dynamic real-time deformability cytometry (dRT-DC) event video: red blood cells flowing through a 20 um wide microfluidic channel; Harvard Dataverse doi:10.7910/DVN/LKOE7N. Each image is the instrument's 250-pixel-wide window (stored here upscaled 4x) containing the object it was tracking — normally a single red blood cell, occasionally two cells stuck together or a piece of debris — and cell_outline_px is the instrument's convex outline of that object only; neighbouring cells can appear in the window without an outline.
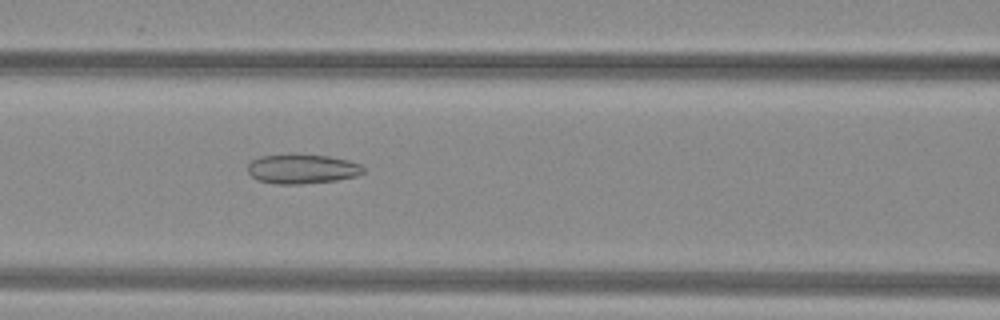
{"species": "common noctule bat (a hibernating species)", "species_latin": "Nyctalus noctula", "temperature_condition": "warm", "stored_images_in_passage": 50, "camera_frame_rate_fps": 3000, "um_per_image_px": 0.085, "animal": {"sex": "female", "body_mass_g": 29.2, "forearm_length_mm": 56.3}, "frame": {"image": 1, "passage_image": 21, "time_ms": 6.667, "image_size_px": [1000, 320], "cell_outline_px": [[364, 172], [356, 176], [336, 180], [300, 184], [276, 184], [256, 180], [248, 172], [248, 164], [252, 160], [260, 156], [328, 156], [348, 160], [360, 164], [364, 168]], "centroid_in_image_um": [25.68, 14.39], "position_along_channel_um": 140.9, "area_um2": 19.36}}
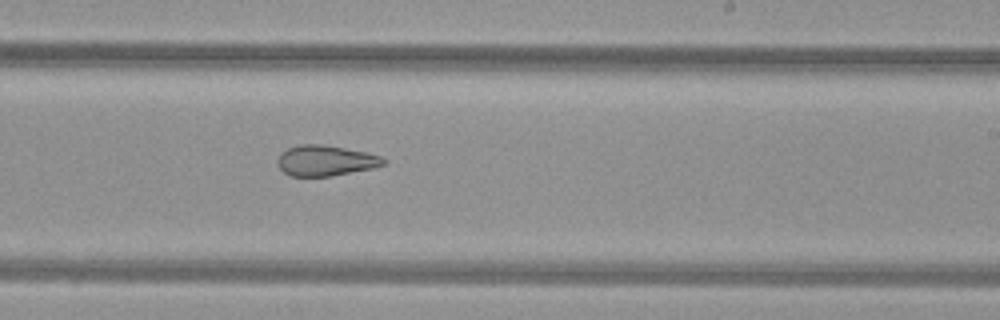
{"frame": {"image": 2, "passage_image": 30, "time_ms": 9.667, "image_size_px": [1000, 320], "cell_outline_px": [[388, 160], [384, 164], [372, 168], [332, 176], [288, 176], [280, 168], [276, 160], [280, 152], [288, 148], [300, 144], [324, 144], [364, 152], [380, 156]], "centroid_in_image_um": [27.63, 13.65], "position_along_channel_um": 261.4, "area_um2": 18.9}}
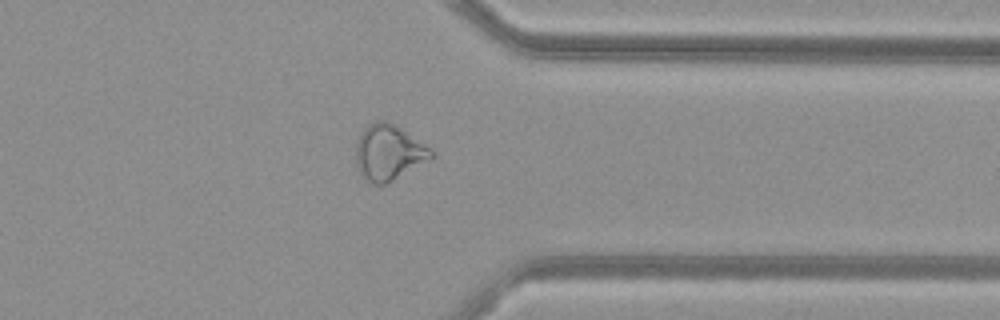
{"frame": {"image": 3, "passage_image": 39, "time_ms": 12.667, "image_size_px": [1000, 320], "cell_outline_px": [[436, 156], [392, 180], [384, 184], [372, 184], [364, 180], [356, 164], [356, 144], [364, 128], [368, 124], [376, 120], [388, 120], [436, 152]], "centroid_in_image_um": [33.03, 12.95], "position_along_channel_um": 378.4, "area_um2": 24.22}, "authors_computed_cell_mechanics": {"area_um2": 24.9118, "velocity_mm_per_s": 4.0286, "shape_relaxation_time_tau1_ms": null, "shape_relaxation_time_tau2_ms": 3.3124, "deformation_change_tau1": null, "deformation_change_tau2": 0.1106}}